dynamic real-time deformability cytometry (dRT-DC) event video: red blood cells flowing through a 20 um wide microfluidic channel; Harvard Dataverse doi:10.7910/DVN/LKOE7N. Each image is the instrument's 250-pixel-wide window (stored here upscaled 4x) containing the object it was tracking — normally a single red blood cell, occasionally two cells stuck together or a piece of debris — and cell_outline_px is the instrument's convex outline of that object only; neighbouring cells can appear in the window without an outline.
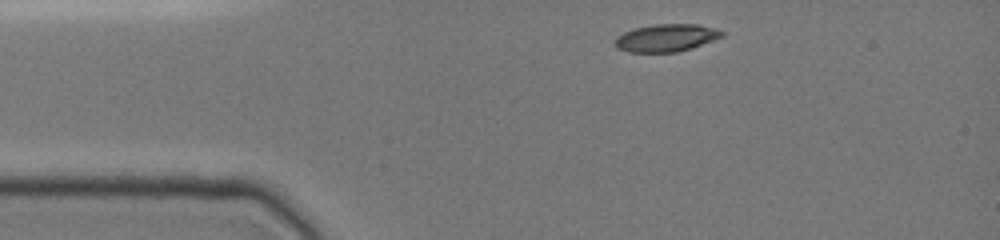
{"species": "common noctule bat (a hibernating species)", "species_latin": "Nyctalus noctula", "temperature_condition": "cold", "stored_images_in_passage": 3, "camera_frame_rate_fps": 3000, "um_per_image_px": 0.085, "animal": {"sex": "female", "body_mass_g": 19.0, "forearm_length_mm": 51.5}, "frame": {"image": 1, "passage_image": 1, "time_ms": 0.0, "image_size_px": [1000, 240], "cell_outline_px": [[724, 36], [692, 48], [676, 52], [628, 52], [616, 48], [616, 36], [624, 32], [636, 28], [652, 24], [696, 24], [716, 28], [724, 32]], "centroid_in_image_um": [56.64, 3.21], "position_along_channel_um": 28.4, "area_um2": 17.17}}